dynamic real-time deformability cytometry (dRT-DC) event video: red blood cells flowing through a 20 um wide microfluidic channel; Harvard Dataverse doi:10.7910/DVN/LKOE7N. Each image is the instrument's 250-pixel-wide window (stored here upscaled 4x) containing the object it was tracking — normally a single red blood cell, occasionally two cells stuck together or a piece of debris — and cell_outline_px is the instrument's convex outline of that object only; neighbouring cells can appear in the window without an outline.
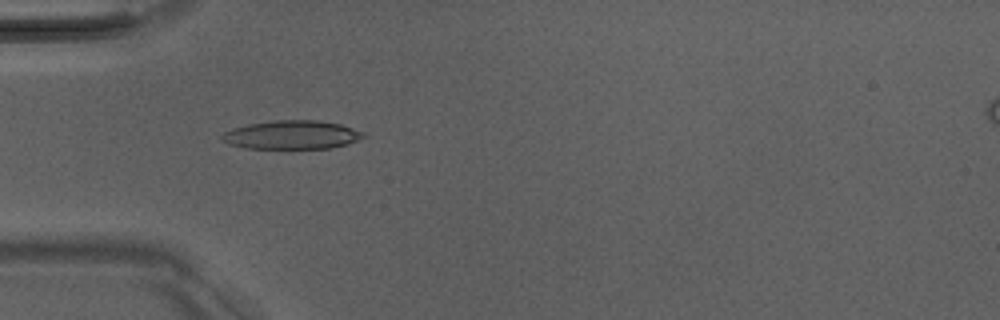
{"species": "Egyptian fruit bat (a non-hibernating species)", "species_latin": "Rousettus aegyptiacus", "temperature_condition": "room temperature", "stored_images_in_passage": 50, "camera_frame_rate_fps": 3000, "um_per_image_px": 0.085, "animal": {"sex": "male"}, "frame": {"image": 1, "passage_image": 15, "time_ms": 4.667, "image_size_px": [1000, 320], "cell_outline_px": [[364, 136], [348, 144], [332, 148], [244, 148], [228, 144], [220, 136], [224, 132], [232, 128], [248, 124], [276, 120], [316, 120], [340, 124], [364, 132]], "centroid_in_image_um": [24.78, 11.46], "position_along_channel_um": 60.2, "area_um2": 23.47}}
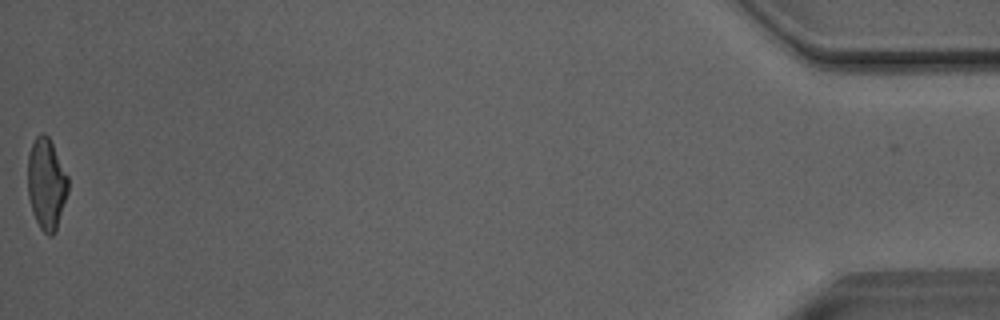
{"frame": {"image": 2, "passage_image": 50, "time_ms": 16.333, "image_size_px": [1000, 320], "cell_outline_px": [[68, 192], [56, 232], [52, 236], [48, 236], [40, 228], [32, 212], [28, 196], [28, 152], [36, 136], [40, 132], [44, 132], [48, 136], [68, 176]], "centroid_in_image_um": [3.94, 15.65], "position_along_channel_um": 431.3, "area_um2": 21.56}, "authors_computed_cell_mechanics": {"area_um2": 22.6287, "velocity_mm_per_s": 4.0635, "shape_relaxation_time_tau1_ms": 5.7761, "shape_relaxation_time_tau2_ms": 1.52, "deformation_change_tau1": 0.1847, "deformation_change_tau2": 0.0995}}